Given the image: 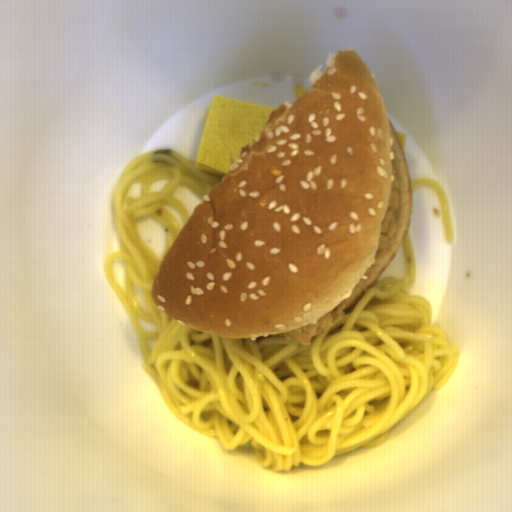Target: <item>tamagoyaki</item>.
<instances>
[{"instance_id": "tamagoyaki-1", "label": "tamagoyaki", "mask_w": 512, "mask_h": 512, "mask_svg": "<svg viewBox=\"0 0 512 512\" xmlns=\"http://www.w3.org/2000/svg\"><path fill=\"white\" fill-rule=\"evenodd\" d=\"M275 108L214 95L193 169L221 177L228 174L242 148L266 127Z\"/></svg>"}, {"instance_id": "tamagoyaki-2", "label": "tamagoyaki", "mask_w": 512, "mask_h": 512, "mask_svg": "<svg viewBox=\"0 0 512 512\" xmlns=\"http://www.w3.org/2000/svg\"><path fill=\"white\" fill-rule=\"evenodd\" d=\"M395 134H396V136H397V138H398V140H399V142L401 144L402 152H403V155H404L407 133L395 132Z\"/></svg>"}]
</instances>
